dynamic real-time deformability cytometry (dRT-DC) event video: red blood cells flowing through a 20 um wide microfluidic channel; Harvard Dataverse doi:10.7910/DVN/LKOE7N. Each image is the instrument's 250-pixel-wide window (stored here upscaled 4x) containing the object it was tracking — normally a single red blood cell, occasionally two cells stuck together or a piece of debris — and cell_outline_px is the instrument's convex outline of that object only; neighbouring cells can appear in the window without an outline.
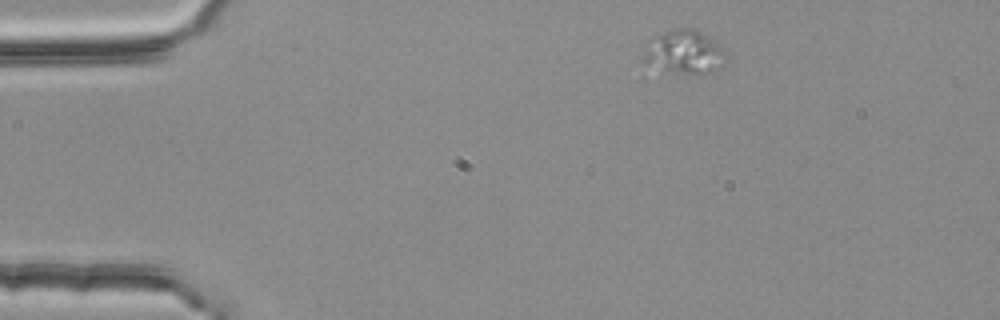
{"species": "common noctule bat (a hibernating species)", "species_latin": "Nyctalus noctula", "temperature_condition": "room temperature", "stored_images_in_passage": 2, "camera_frame_rate_fps": 3000, "um_per_image_px": 0.085, "animal": {"sex": "female", "body_mass_g": 25.1}, "frame": {"image": 1, "passage_image": 1, "time_ms": 0.0, "image_size_px": [1000, 320], "cell_outline_px": [[732, 60], [720, 68], [712, 72], [684, 72], [668, 68], [640, 60], [640, 56], [648, 40], [664, 32], [676, 28], [696, 28], [704, 32], [716, 40], [732, 56]], "centroid_in_image_um": [58.3, 4.36], "position_along_channel_um": 26.7, "area_um2": 21.21}}